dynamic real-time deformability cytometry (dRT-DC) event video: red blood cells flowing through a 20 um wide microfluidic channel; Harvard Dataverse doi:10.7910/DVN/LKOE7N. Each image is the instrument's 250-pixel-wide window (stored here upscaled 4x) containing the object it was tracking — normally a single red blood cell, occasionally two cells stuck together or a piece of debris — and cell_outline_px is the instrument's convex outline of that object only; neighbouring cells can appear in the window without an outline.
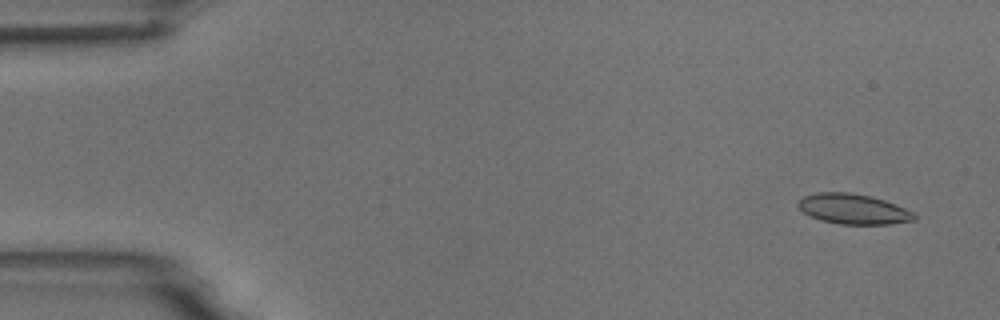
{"species": "common noctule bat (a hibernating species)", "species_latin": "Nyctalus noctula", "temperature_condition": "room temperature", "stored_images_in_passage": 8, "camera_frame_rate_fps": 3000, "um_per_image_px": 0.085, "animal": {"sex": "male", "body_mass_g": 18.8}, "frame": {"image": 1, "passage_image": 1, "time_ms": 0.0, "image_size_px": [1000, 320], "cell_outline_px": [[916, 220], [892, 224], [840, 224], [820, 220], [804, 212], [796, 204], [804, 196], [816, 192], [848, 192], [872, 196], [884, 200], [904, 208], [912, 212], [916, 216]], "centroid_in_image_um": [72.53, 17.76], "position_along_channel_um": 12.5, "area_um2": 20.35}}
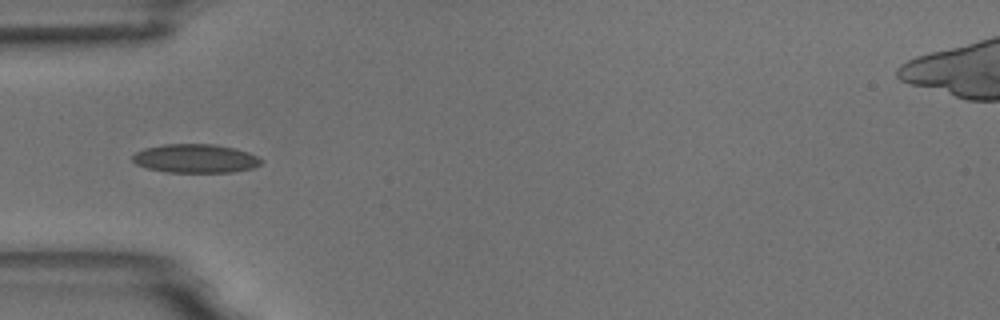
{"frame": {"image": 2, "passage_image": 5, "time_ms": 4.667, "image_size_px": [1000, 320], "cell_outline_px": [[264, 160], [260, 164], [252, 168], [232, 172], [168, 172], [148, 168], [136, 164], [132, 160], [132, 156], [136, 152], [144, 148], [164, 144], [216, 144], [236, 148], [248, 152]], "centroid_in_image_um": [16.62, 13.46], "position_along_channel_um": 68.4, "area_um2": 21.56}}